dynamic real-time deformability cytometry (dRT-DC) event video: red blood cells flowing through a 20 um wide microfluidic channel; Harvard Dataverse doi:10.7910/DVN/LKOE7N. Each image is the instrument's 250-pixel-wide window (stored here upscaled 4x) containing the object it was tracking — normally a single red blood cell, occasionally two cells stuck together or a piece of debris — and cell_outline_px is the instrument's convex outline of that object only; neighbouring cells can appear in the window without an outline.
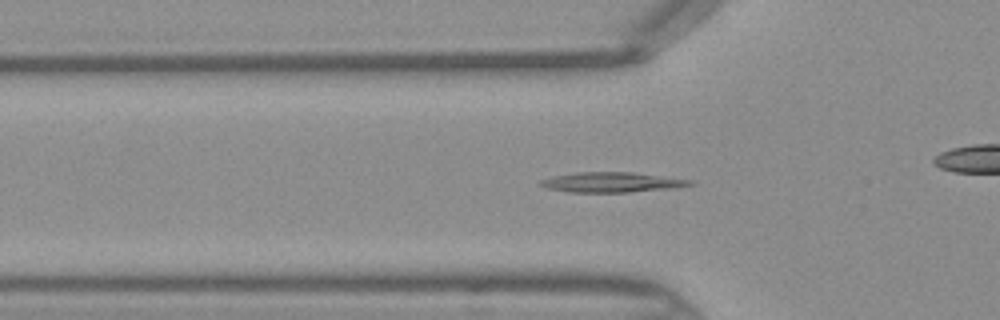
{"species": "Egyptian fruit bat (a non-hibernating species)", "species_latin": "Rousettus aegyptiacus", "temperature_condition": "warm", "stored_images_in_passage": 42, "camera_frame_rate_fps": 3000, "um_per_image_px": 0.085, "frame": {"image": 1, "passage_image": 11, "time_ms": 3.333, "image_size_px": [1000, 320], "cell_outline_px": [[696, 184], [672, 188], [628, 192], [568, 192], [548, 188], [540, 184], [540, 180], [552, 176], [576, 172], [632, 172], [692, 180]], "centroid_in_image_um": [52.0, 15.49], "position_along_channel_um": 73.8, "area_um2": 17.34}}
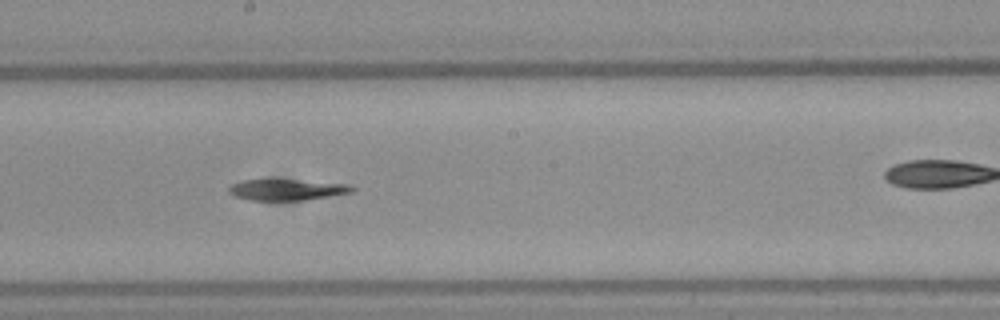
{"frame": {"image": 2, "passage_image": 21, "time_ms": 6.667, "image_size_px": [1000, 320], "cell_outline_px": [[356, 188], [352, 192], [328, 196], [300, 200], [248, 200], [236, 196], [228, 192], [228, 188], [232, 184], [240, 180], [296, 180], [348, 184]], "centroid_in_image_um": [24.35, 16.12], "position_along_channel_um": 223.9, "area_um2": 14.85}}
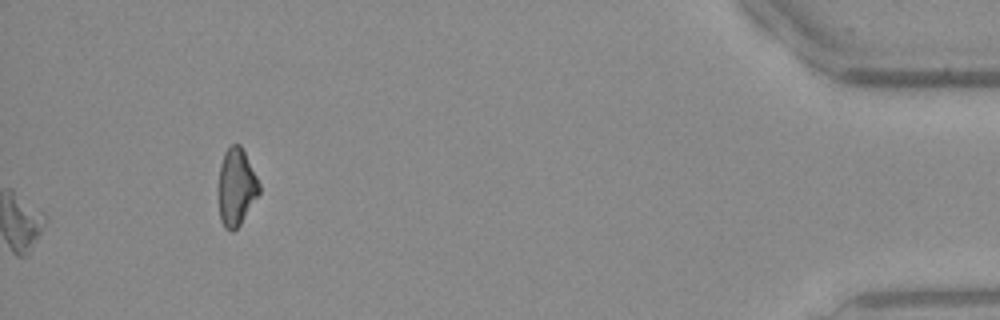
{"frame": {"image": 3, "passage_image": 42, "time_ms": 13.667, "image_size_px": [1000, 320], "cell_outline_px": [[260, 192], [240, 224], [232, 232], [228, 232], [224, 228], [220, 220], [216, 188], [220, 164], [224, 152], [232, 144], [240, 144], [260, 184]], "centroid_in_image_um": [20.03, 15.93], "position_along_channel_um": 415.2, "area_um2": 18.73}}